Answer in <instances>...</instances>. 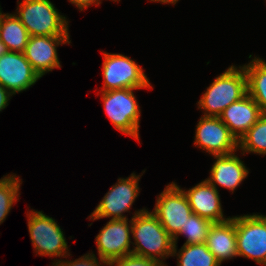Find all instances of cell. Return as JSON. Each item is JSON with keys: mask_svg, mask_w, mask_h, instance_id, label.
I'll return each mask as SVG.
<instances>
[{"mask_svg": "<svg viewBox=\"0 0 266 266\" xmlns=\"http://www.w3.org/2000/svg\"><path fill=\"white\" fill-rule=\"evenodd\" d=\"M238 256L266 266V215L235 216Z\"/></svg>", "mask_w": 266, "mask_h": 266, "instance_id": "cell-7", "label": "cell"}, {"mask_svg": "<svg viewBox=\"0 0 266 266\" xmlns=\"http://www.w3.org/2000/svg\"><path fill=\"white\" fill-rule=\"evenodd\" d=\"M130 233L131 220L110 219L95 238L99 259L109 264L116 258L132 254Z\"/></svg>", "mask_w": 266, "mask_h": 266, "instance_id": "cell-11", "label": "cell"}, {"mask_svg": "<svg viewBox=\"0 0 266 266\" xmlns=\"http://www.w3.org/2000/svg\"><path fill=\"white\" fill-rule=\"evenodd\" d=\"M131 234L134 239L132 254L151 258L164 264L172 256L173 238L160 224L158 218L148 209L135 211L131 218Z\"/></svg>", "mask_w": 266, "mask_h": 266, "instance_id": "cell-1", "label": "cell"}, {"mask_svg": "<svg viewBox=\"0 0 266 266\" xmlns=\"http://www.w3.org/2000/svg\"><path fill=\"white\" fill-rule=\"evenodd\" d=\"M235 154L234 152L228 155L213 156L215 162L210 169V176L206 180L217 190V185H219L233 193L248 176V168Z\"/></svg>", "mask_w": 266, "mask_h": 266, "instance_id": "cell-16", "label": "cell"}, {"mask_svg": "<svg viewBox=\"0 0 266 266\" xmlns=\"http://www.w3.org/2000/svg\"><path fill=\"white\" fill-rule=\"evenodd\" d=\"M12 94L0 84V111L9 105Z\"/></svg>", "mask_w": 266, "mask_h": 266, "instance_id": "cell-27", "label": "cell"}, {"mask_svg": "<svg viewBox=\"0 0 266 266\" xmlns=\"http://www.w3.org/2000/svg\"><path fill=\"white\" fill-rule=\"evenodd\" d=\"M70 36H30L24 55L40 77L61 68L57 47L70 44Z\"/></svg>", "mask_w": 266, "mask_h": 266, "instance_id": "cell-13", "label": "cell"}, {"mask_svg": "<svg viewBox=\"0 0 266 266\" xmlns=\"http://www.w3.org/2000/svg\"><path fill=\"white\" fill-rule=\"evenodd\" d=\"M103 53V88L108 91L122 88L153 89L147 75L135 60L122 54Z\"/></svg>", "mask_w": 266, "mask_h": 266, "instance_id": "cell-6", "label": "cell"}, {"mask_svg": "<svg viewBox=\"0 0 266 266\" xmlns=\"http://www.w3.org/2000/svg\"><path fill=\"white\" fill-rule=\"evenodd\" d=\"M9 52L7 46L2 42L0 39V57L4 54H7Z\"/></svg>", "mask_w": 266, "mask_h": 266, "instance_id": "cell-28", "label": "cell"}, {"mask_svg": "<svg viewBox=\"0 0 266 266\" xmlns=\"http://www.w3.org/2000/svg\"><path fill=\"white\" fill-rule=\"evenodd\" d=\"M241 154L254 153L266 155V113L239 139Z\"/></svg>", "mask_w": 266, "mask_h": 266, "instance_id": "cell-21", "label": "cell"}, {"mask_svg": "<svg viewBox=\"0 0 266 266\" xmlns=\"http://www.w3.org/2000/svg\"><path fill=\"white\" fill-rule=\"evenodd\" d=\"M243 67L247 74L248 94L258 104L262 113H266V61L256 56Z\"/></svg>", "mask_w": 266, "mask_h": 266, "instance_id": "cell-19", "label": "cell"}, {"mask_svg": "<svg viewBox=\"0 0 266 266\" xmlns=\"http://www.w3.org/2000/svg\"><path fill=\"white\" fill-rule=\"evenodd\" d=\"M71 4L75 5L80 11L90 7L91 5L101 4L100 0H68Z\"/></svg>", "mask_w": 266, "mask_h": 266, "instance_id": "cell-26", "label": "cell"}, {"mask_svg": "<svg viewBox=\"0 0 266 266\" xmlns=\"http://www.w3.org/2000/svg\"><path fill=\"white\" fill-rule=\"evenodd\" d=\"M14 14L26 27L29 36H70L67 18L50 0L17 1Z\"/></svg>", "mask_w": 266, "mask_h": 266, "instance_id": "cell-3", "label": "cell"}, {"mask_svg": "<svg viewBox=\"0 0 266 266\" xmlns=\"http://www.w3.org/2000/svg\"><path fill=\"white\" fill-rule=\"evenodd\" d=\"M102 264V265H101ZM108 265V263L102 259L99 260L97 257L95 256V254L92 253H88L85 254L81 257H79L78 259L75 260H62V259H56L52 265L53 266H104V265Z\"/></svg>", "mask_w": 266, "mask_h": 266, "instance_id": "cell-25", "label": "cell"}, {"mask_svg": "<svg viewBox=\"0 0 266 266\" xmlns=\"http://www.w3.org/2000/svg\"><path fill=\"white\" fill-rule=\"evenodd\" d=\"M262 114L258 104L247 93L243 98L233 102L223 110L219 118L239 141Z\"/></svg>", "mask_w": 266, "mask_h": 266, "instance_id": "cell-15", "label": "cell"}, {"mask_svg": "<svg viewBox=\"0 0 266 266\" xmlns=\"http://www.w3.org/2000/svg\"><path fill=\"white\" fill-rule=\"evenodd\" d=\"M134 88H122L108 91H99L104 110L119 132L139 139L140 106L134 96Z\"/></svg>", "mask_w": 266, "mask_h": 266, "instance_id": "cell-4", "label": "cell"}, {"mask_svg": "<svg viewBox=\"0 0 266 266\" xmlns=\"http://www.w3.org/2000/svg\"><path fill=\"white\" fill-rule=\"evenodd\" d=\"M143 175L132 173L129 177L118 178L115 185L109 189L95 210L90 214L89 220L102 218L128 219L123 213L130 212L135 199L139 196V180Z\"/></svg>", "mask_w": 266, "mask_h": 266, "instance_id": "cell-8", "label": "cell"}, {"mask_svg": "<svg viewBox=\"0 0 266 266\" xmlns=\"http://www.w3.org/2000/svg\"><path fill=\"white\" fill-rule=\"evenodd\" d=\"M156 198L152 213L168 234L174 238L192 214L187 196L180 186L171 182Z\"/></svg>", "mask_w": 266, "mask_h": 266, "instance_id": "cell-9", "label": "cell"}, {"mask_svg": "<svg viewBox=\"0 0 266 266\" xmlns=\"http://www.w3.org/2000/svg\"><path fill=\"white\" fill-rule=\"evenodd\" d=\"M248 93L247 74L243 67L231 65L207 87L197 102L203 116L219 117L230 104Z\"/></svg>", "mask_w": 266, "mask_h": 266, "instance_id": "cell-2", "label": "cell"}, {"mask_svg": "<svg viewBox=\"0 0 266 266\" xmlns=\"http://www.w3.org/2000/svg\"><path fill=\"white\" fill-rule=\"evenodd\" d=\"M182 190L187 196L193 214L212 223L223 222L231 218H225L219 192L206 179L189 190Z\"/></svg>", "mask_w": 266, "mask_h": 266, "instance_id": "cell-14", "label": "cell"}, {"mask_svg": "<svg viewBox=\"0 0 266 266\" xmlns=\"http://www.w3.org/2000/svg\"><path fill=\"white\" fill-rule=\"evenodd\" d=\"M213 223L197 214H191L178 234L173 238L177 244L178 236L184 235L186 242L183 245L203 244L206 242L208 231Z\"/></svg>", "mask_w": 266, "mask_h": 266, "instance_id": "cell-22", "label": "cell"}, {"mask_svg": "<svg viewBox=\"0 0 266 266\" xmlns=\"http://www.w3.org/2000/svg\"><path fill=\"white\" fill-rule=\"evenodd\" d=\"M172 256H177V266H221L205 243L183 245L178 251L174 245Z\"/></svg>", "mask_w": 266, "mask_h": 266, "instance_id": "cell-20", "label": "cell"}, {"mask_svg": "<svg viewBox=\"0 0 266 266\" xmlns=\"http://www.w3.org/2000/svg\"><path fill=\"white\" fill-rule=\"evenodd\" d=\"M26 215L28 232L36 254L50 258L70 256L64 233L55 219L35 210H30Z\"/></svg>", "mask_w": 266, "mask_h": 266, "instance_id": "cell-5", "label": "cell"}, {"mask_svg": "<svg viewBox=\"0 0 266 266\" xmlns=\"http://www.w3.org/2000/svg\"><path fill=\"white\" fill-rule=\"evenodd\" d=\"M205 244L220 264L225 260L238 257L235 216L223 222L213 223Z\"/></svg>", "mask_w": 266, "mask_h": 266, "instance_id": "cell-17", "label": "cell"}, {"mask_svg": "<svg viewBox=\"0 0 266 266\" xmlns=\"http://www.w3.org/2000/svg\"><path fill=\"white\" fill-rule=\"evenodd\" d=\"M40 78L24 53L9 51L0 57V84L12 95L26 91Z\"/></svg>", "mask_w": 266, "mask_h": 266, "instance_id": "cell-12", "label": "cell"}, {"mask_svg": "<svg viewBox=\"0 0 266 266\" xmlns=\"http://www.w3.org/2000/svg\"><path fill=\"white\" fill-rule=\"evenodd\" d=\"M29 34L15 14L3 13L0 19V39L9 51L24 53Z\"/></svg>", "mask_w": 266, "mask_h": 266, "instance_id": "cell-18", "label": "cell"}, {"mask_svg": "<svg viewBox=\"0 0 266 266\" xmlns=\"http://www.w3.org/2000/svg\"><path fill=\"white\" fill-rule=\"evenodd\" d=\"M178 1H179V0H150V2H156V3H158V2L160 3V2H161L162 4H163V3H164V4H165V3H166V4L168 3V4H174V5H175Z\"/></svg>", "mask_w": 266, "mask_h": 266, "instance_id": "cell-29", "label": "cell"}, {"mask_svg": "<svg viewBox=\"0 0 266 266\" xmlns=\"http://www.w3.org/2000/svg\"><path fill=\"white\" fill-rule=\"evenodd\" d=\"M21 180L16 174H8L0 179V224L5 221L13 204L19 200Z\"/></svg>", "mask_w": 266, "mask_h": 266, "instance_id": "cell-23", "label": "cell"}, {"mask_svg": "<svg viewBox=\"0 0 266 266\" xmlns=\"http://www.w3.org/2000/svg\"><path fill=\"white\" fill-rule=\"evenodd\" d=\"M108 266H166V264H162L155 259L130 254L112 260Z\"/></svg>", "mask_w": 266, "mask_h": 266, "instance_id": "cell-24", "label": "cell"}, {"mask_svg": "<svg viewBox=\"0 0 266 266\" xmlns=\"http://www.w3.org/2000/svg\"><path fill=\"white\" fill-rule=\"evenodd\" d=\"M194 145L212 156L228 155L238 150V140L219 117L201 116Z\"/></svg>", "mask_w": 266, "mask_h": 266, "instance_id": "cell-10", "label": "cell"}]
</instances>
